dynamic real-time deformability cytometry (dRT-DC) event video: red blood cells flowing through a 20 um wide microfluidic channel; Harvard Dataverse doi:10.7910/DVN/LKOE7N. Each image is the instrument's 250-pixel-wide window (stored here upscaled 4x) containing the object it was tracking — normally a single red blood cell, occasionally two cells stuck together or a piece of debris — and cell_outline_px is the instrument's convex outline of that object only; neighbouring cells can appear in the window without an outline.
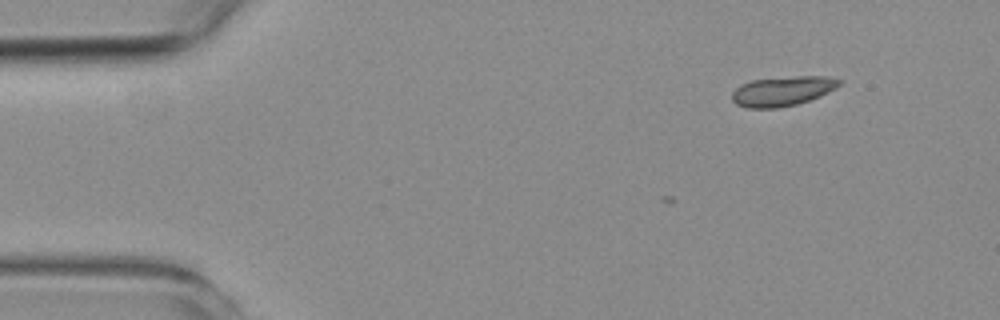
{"species": "common noctule bat (a hibernating species)", "species_latin": "Nyctalus noctula", "temperature_condition": "room temperature", "stored_images_in_passage": 4, "camera_frame_rate_fps": 3000, "um_per_image_px": 0.085, "animal": {"sex": "female", "body_mass_g": 19.3, "forearm_length_mm": 54.1}, "frame": {"image": 1, "passage_image": 1, "time_ms": 0.0, "image_size_px": [1000, 320], "cell_outline_px": [[844, 80], [836, 88], [820, 96], [796, 104], [776, 108], [748, 108], [736, 104], [732, 100], [732, 92], [740, 84], [752, 80], [796, 76], [828, 76]], "centroid_in_image_um": [66.52, 7.73], "position_along_channel_um": 18.5, "area_um2": 18.55}}